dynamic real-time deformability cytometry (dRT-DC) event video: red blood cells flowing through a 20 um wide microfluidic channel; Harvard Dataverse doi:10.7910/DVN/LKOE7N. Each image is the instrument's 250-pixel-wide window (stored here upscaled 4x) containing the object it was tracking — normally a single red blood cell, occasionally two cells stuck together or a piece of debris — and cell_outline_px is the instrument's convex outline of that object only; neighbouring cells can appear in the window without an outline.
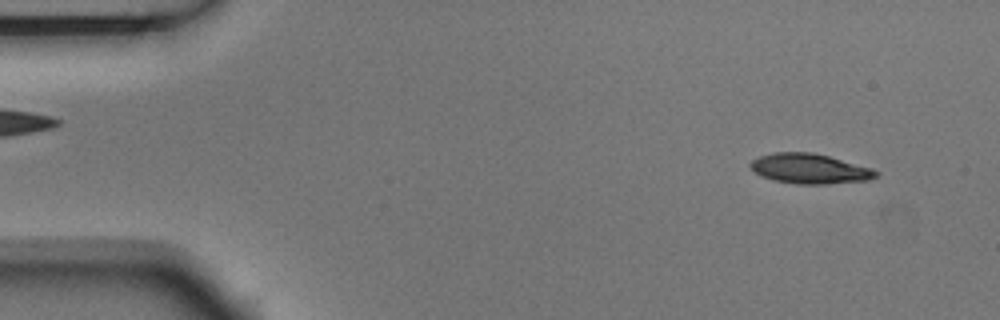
{"species": "Egyptian fruit bat (a non-hibernating species)", "species_latin": "Rousettus aegyptiacus", "temperature_condition": "room temperature", "stored_images_in_passage": 4, "camera_frame_rate_fps": 3000, "um_per_image_px": 0.085, "animal": {"sex": "male"}, "frame": {"image": 1, "passage_image": 1, "time_ms": 0.0, "image_size_px": [1000, 320], "cell_outline_px": [[880, 176], [868, 180], [828, 184], [800, 184], [772, 180], [760, 176], [748, 164], [752, 160], [760, 156], [772, 152], [812, 152], [828, 156], [872, 168], [880, 172]], "centroid_in_image_um": [68.84, 14.34], "position_along_channel_um": 16.2, "area_um2": 22.02}}
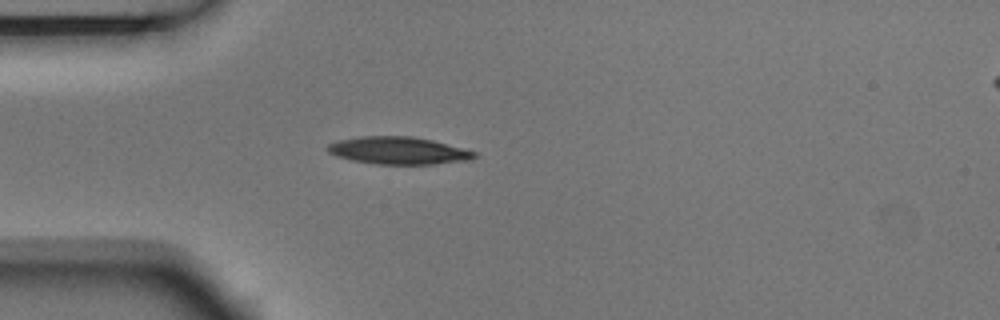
{"frame": {"image": 2, "passage_image": 4, "time_ms": 1.0, "image_size_px": [1000, 320], "cell_outline_px": [[476, 156], [472, 160], [432, 164], [376, 164], [352, 160], [336, 156], [328, 152], [328, 144], [340, 140], [360, 136], [412, 136], [432, 140], [476, 152]], "centroid_in_image_um": [33.87, 12.8], "position_along_channel_um": 51.1, "area_um2": 23.29}}